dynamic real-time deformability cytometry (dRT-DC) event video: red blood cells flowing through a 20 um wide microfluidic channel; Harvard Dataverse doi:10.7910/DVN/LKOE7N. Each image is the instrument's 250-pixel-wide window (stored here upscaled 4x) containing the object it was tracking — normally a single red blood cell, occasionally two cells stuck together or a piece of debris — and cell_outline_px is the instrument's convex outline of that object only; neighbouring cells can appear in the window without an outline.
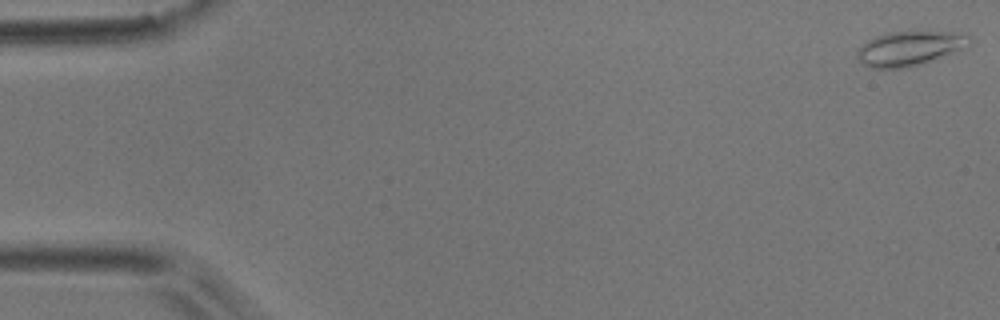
{"species": "common noctule bat (a hibernating species)", "species_latin": "Nyctalus noctula", "temperature_condition": "room temperature", "stored_images_in_passage": 18, "camera_frame_rate_fps": 3000, "um_per_image_px": 0.085, "animal": {"sex": "male", "body_mass_g": 17.9}, "frame": {"image": 1, "passage_image": 1, "time_ms": 0.0, "image_size_px": [1000, 320], "cell_outline_px": [[972, 40], [968, 44], [920, 64], [908, 68], [868, 68], [856, 56], [856, 52], [872, 36], [888, 32], [952, 32], [968, 36]], "centroid_in_image_um": [77.19, 4.11], "position_along_channel_um": 7.8, "area_um2": 21.85}}
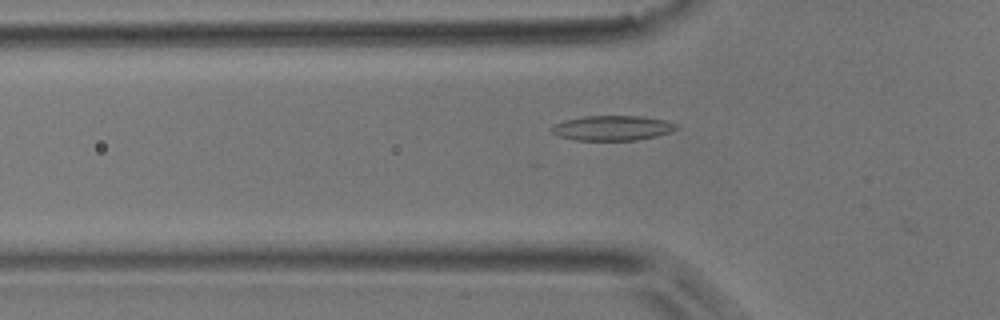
{"frame": {"image": 2, "passage_image": 17, "time_ms": 5.333, "image_size_px": [1000, 320], "cell_outline_px": [[680, 128], [656, 136], [636, 140], [572, 140], [560, 136], [552, 132], [548, 128], [552, 124], [564, 120], [584, 116], [640, 116], [664, 120], [680, 124]], "centroid_in_image_um": [52.03, 10.87], "position_along_channel_um": 73.8, "area_um2": 18.26}}